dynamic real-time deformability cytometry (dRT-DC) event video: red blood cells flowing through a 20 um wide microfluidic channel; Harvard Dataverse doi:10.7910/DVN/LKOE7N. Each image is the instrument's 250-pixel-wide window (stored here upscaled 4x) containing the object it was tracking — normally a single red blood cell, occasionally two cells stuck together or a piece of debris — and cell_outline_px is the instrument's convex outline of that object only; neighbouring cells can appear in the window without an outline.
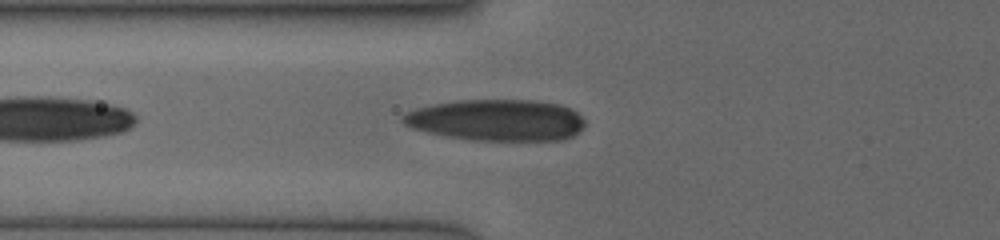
{"species": "human", "species_latin": "Homo sapiens", "temperature_condition": "cold", "stored_images_in_passage": 30, "camera_frame_rate_fps": 3000, "um_per_image_px": 0.085, "donor": {"sex": "female"}, "frame": {"image": 1, "passage_image": 14, "time_ms": 6.333, "image_size_px": [1000, 240], "cell_outline_px": [[584, 128], [580, 132], [564, 140], [464, 140], [444, 136], [412, 128], [404, 124], [400, 120], [408, 112], [416, 108], [432, 104], [456, 100], [532, 100], [556, 104], [568, 108], [576, 112], [584, 120]], "centroid_in_image_um": [42.2, 10.22], "position_along_channel_um": 83.6, "area_um2": 44.04}}
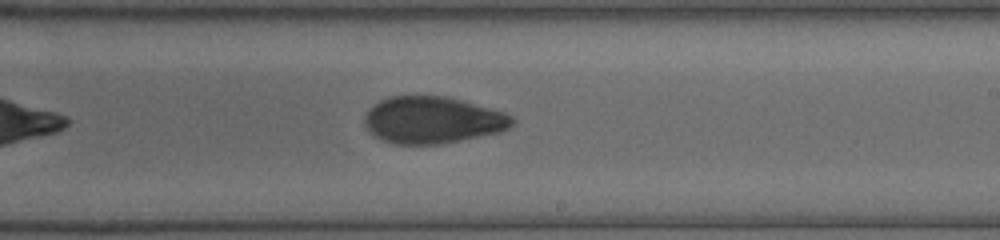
{"frame": {"image": 2, "passage_image": 21, "time_ms": 10.333, "image_size_px": [1000, 240], "cell_outline_px": [[516, 120], [508, 128], [500, 132], [440, 144], [396, 144], [384, 140], [368, 132], [364, 124], [364, 116], [368, 108], [372, 104], [380, 100], [392, 96], [448, 96], [504, 112], [512, 116]], "centroid_in_image_um": [36.74, 10.19], "position_along_channel_um": 252.3, "area_um2": 40.4}}
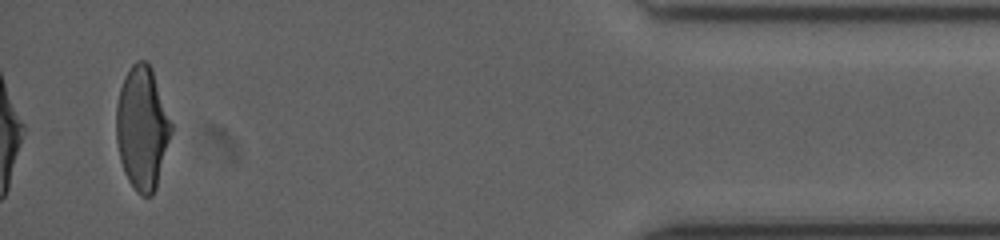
{"frame": {"image": 3, "passage_image": 30, "time_ms": 15.667, "image_size_px": [1000, 240], "cell_outline_px": [[172, 132], [156, 188], [152, 196], [140, 196], [136, 192], [128, 180], [124, 172], [120, 160], [116, 140], [116, 104], [120, 88], [124, 76], [132, 64], [136, 60], [144, 60], [152, 68], [172, 124]], "centroid_in_image_um": [12.07, 10.89], "position_along_channel_um": 423.1, "area_um2": 39.59}}